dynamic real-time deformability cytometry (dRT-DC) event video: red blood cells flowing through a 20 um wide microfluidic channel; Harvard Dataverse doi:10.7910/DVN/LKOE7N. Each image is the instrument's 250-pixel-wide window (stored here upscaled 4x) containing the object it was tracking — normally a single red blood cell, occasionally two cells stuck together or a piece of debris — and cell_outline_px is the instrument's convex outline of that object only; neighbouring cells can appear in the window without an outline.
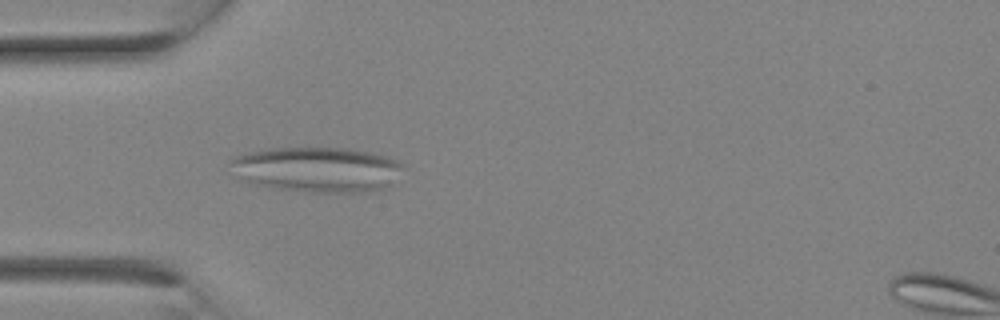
{"species": "Egyptian fruit bat (a non-hibernating species)", "species_latin": "Rousettus aegyptiacus", "temperature_condition": "room temperature", "stored_images_in_passage": 7, "camera_frame_rate_fps": 3000, "um_per_image_px": 0.085, "animal": {"sex": "female"}, "frame": {"image": 1, "passage_image": 7, "time_ms": 2.0, "image_size_px": [1000, 320], "cell_outline_px": [[408, 168], [396, 184], [392, 188], [356, 192], [312, 192], [280, 188], [256, 184], [248, 180], [228, 160], [236, 156], [248, 152], [268, 148], [344, 148], [368, 152], [388, 156], [400, 160]], "centroid_in_image_um": [27.21, 14.4], "position_along_channel_um": 57.8, "area_um2": 45.49}}